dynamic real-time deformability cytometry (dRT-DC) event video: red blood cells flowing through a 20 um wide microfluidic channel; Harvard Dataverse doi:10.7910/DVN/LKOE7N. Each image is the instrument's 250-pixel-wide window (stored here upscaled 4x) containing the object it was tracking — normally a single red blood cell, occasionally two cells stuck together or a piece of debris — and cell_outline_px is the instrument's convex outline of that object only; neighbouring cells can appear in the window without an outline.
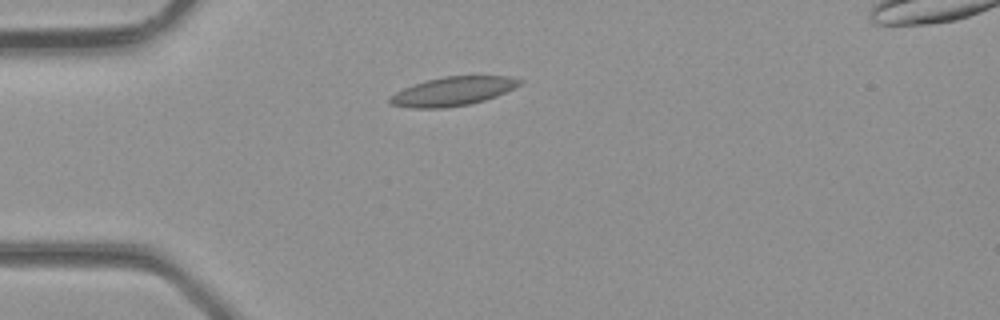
{"species": "common noctule bat (a hibernating species)", "species_latin": "Nyctalus noctula", "temperature_condition": "room temperature", "stored_images_in_passage": 3, "camera_frame_rate_fps": 3000, "um_per_image_px": 0.085, "animal": {"sex": "male", "body_mass_g": 23.1, "forearm_length_mm": 52.7}, "frame": {"image": 1, "passage_image": 3, "time_ms": 0.667, "image_size_px": [1000, 320], "cell_outline_px": [[524, 80], [520, 84], [496, 96], [484, 100], [468, 104], [444, 108], [412, 108], [392, 104], [388, 100], [396, 92], [404, 88], [428, 80], [444, 76], [508, 76]], "centroid_in_image_um": [38.5, 7.76], "position_along_channel_um": 46.5, "area_um2": 21.39}}